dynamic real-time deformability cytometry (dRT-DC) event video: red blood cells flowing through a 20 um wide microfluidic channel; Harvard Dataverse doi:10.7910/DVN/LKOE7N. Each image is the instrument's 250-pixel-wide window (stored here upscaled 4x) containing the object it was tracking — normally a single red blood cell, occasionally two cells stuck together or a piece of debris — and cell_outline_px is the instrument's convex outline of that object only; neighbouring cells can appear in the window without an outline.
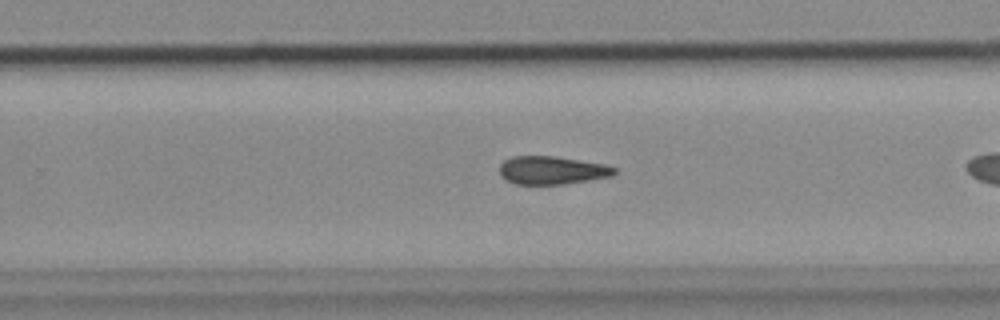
{"species": "common noctule bat (a hibernating species)", "species_latin": "Nyctalus noctula", "temperature_condition": "cold", "stored_images_in_passage": 32, "camera_frame_rate_fps": 3000, "um_per_image_px": 0.085, "animal": {"sex": "female", "body_mass_g": 18.4}, "frame": {"image": 1, "passage_image": 23, "time_ms": 7.333, "image_size_px": [1000, 320], "cell_outline_px": [[616, 172], [612, 176], [564, 184], [516, 184], [500, 176], [500, 164], [504, 160], [512, 156], [556, 156], [604, 164], [616, 168]], "centroid_in_image_um": [46.91, 14.46], "position_along_channel_um": 282.9, "area_um2": 18.79}}